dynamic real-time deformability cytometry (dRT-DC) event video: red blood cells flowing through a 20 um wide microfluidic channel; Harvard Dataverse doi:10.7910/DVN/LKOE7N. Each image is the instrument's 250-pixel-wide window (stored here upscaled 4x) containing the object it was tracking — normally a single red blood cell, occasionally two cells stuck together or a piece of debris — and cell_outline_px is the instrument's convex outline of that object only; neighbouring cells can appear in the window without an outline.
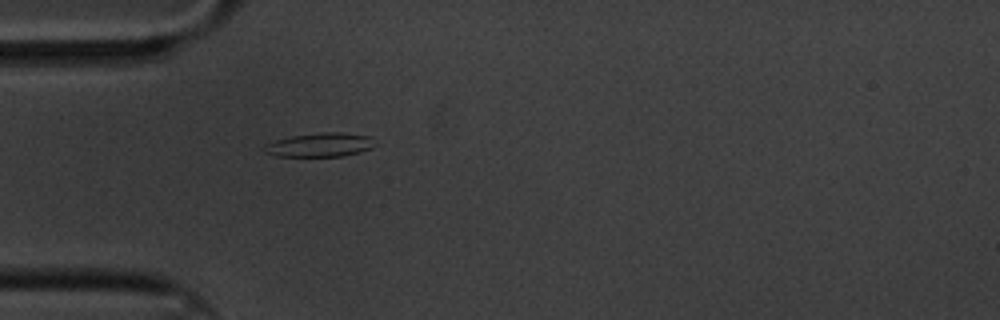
{"species": "common noctule bat (a hibernating species)", "species_latin": "Nyctalus noctula", "temperature_condition": "cold", "stored_images_in_passage": 45, "camera_frame_rate_fps": 3000, "um_per_image_px": 0.085, "animal": {"sex": "male", "body_mass_g": 20.1, "forearm_length_mm": 53.5}, "frame": {"image": 1, "passage_image": 2, "time_ms": 0.333, "image_size_px": [1000, 320], "cell_outline_px": [[372, 148], [360, 152], [344, 156], [276, 156], [264, 152], [264, 144], [276, 140], [292, 136], [320, 132], [340, 132], [372, 136]], "centroid_in_image_um": [27.18, 12.31], "position_along_channel_um": 57.8, "area_um2": 15.37}}
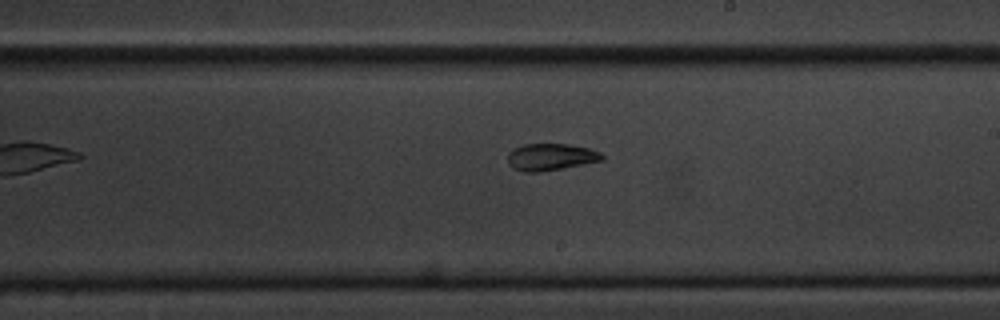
{"frame": {"image": 2, "passage_image": 19, "time_ms": 6.0, "image_size_px": [1000, 320], "cell_outline_px": [[604, 160], [540, 172], [524, 172], [512, 168], [508, 164], [508, 152], [512, 148], [524, 144], [568, 144], [588, 148], [600, 152], [604, 156]], "centroid_in_image_um": [46.77, 13.34], "position_along_channel_um": 242.2, "area_um2": 14.85}}
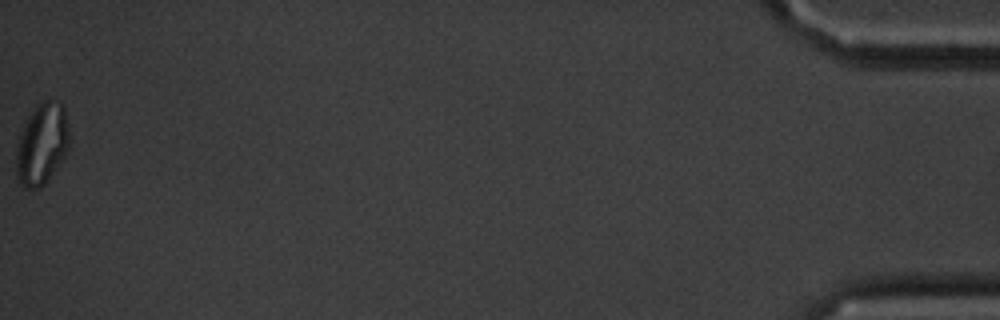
{"frame": {"image": 3, "passage_image": 45, "time_ms": 14.667, "image_size_px": [1000, 320], "cell_outline_px": [[68, 152], [64, 160], [44, 184], [40, 188], [24, 188], [20, 184], [16, 176], [16, 148], [24, 124], [28, 116], [36, 104], [44, 100], [52, 100], [64, 104], [68, 124]], "centroid_in_image_um": [3.57, 12.25], "position_along_channel_um": 431.6, "area_um2": 25.55}, "authors_computed_cell_mechanics": {"area_um2": 15.1436, "velocity_mm_per_s": 3.3083, "shape_relaxation_time_tau1_ms": 7.1331, "shape_relaxation_time_tau2_ms": 2.8109, "deformation_change_tau1": 0.2058, "deformation_change_tau2": 0.1024}}